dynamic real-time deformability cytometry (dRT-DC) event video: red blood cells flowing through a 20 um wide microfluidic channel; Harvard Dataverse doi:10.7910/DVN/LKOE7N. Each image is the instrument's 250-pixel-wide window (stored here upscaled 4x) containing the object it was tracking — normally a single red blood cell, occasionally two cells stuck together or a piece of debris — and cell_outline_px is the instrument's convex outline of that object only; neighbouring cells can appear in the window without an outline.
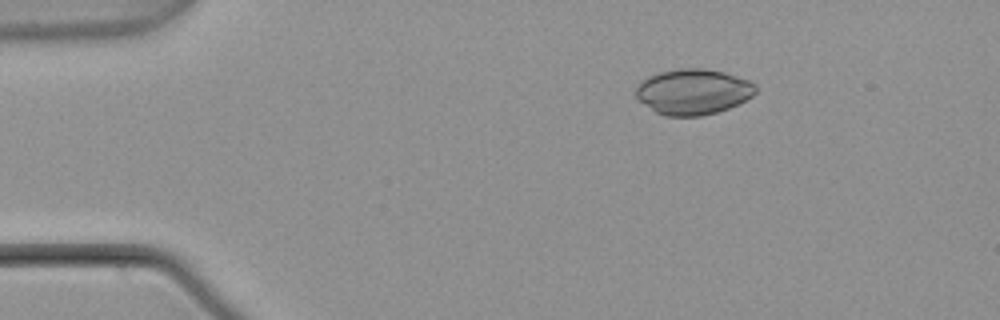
{"species": "common noctule bat (a hibernating species)", "species_latin": "Nyctalus noctula", "temperature_condition": "warm", "stored_images_in_passage": 2, "camera_frame_rate_fps": 3000, "um_per_image_px": 0.085, "animal": {"sex": "male", "body_mass_g": 21.5, "forearm_length_mm": 52.0}, "frame": {"image": 1, "passage_image": 1, "time_ms": 0.0, "image_size_px": [1000, 320], "cell_outline_px": [[756, 92], [752, 96], [728, 108], [716, 112], [700, 116], [664, 116], [656, 112], [644, 104], [636, 96], [636, 88], [640, 80], [648, 76], [660, 72], [680, 68], [704, 68], [724, 72], [748, 80], [756, 84]], "centroid_in_image_um": [58.9, 7.79], "position_along_channel_um": 26.1, "area_um2": 31.73}}